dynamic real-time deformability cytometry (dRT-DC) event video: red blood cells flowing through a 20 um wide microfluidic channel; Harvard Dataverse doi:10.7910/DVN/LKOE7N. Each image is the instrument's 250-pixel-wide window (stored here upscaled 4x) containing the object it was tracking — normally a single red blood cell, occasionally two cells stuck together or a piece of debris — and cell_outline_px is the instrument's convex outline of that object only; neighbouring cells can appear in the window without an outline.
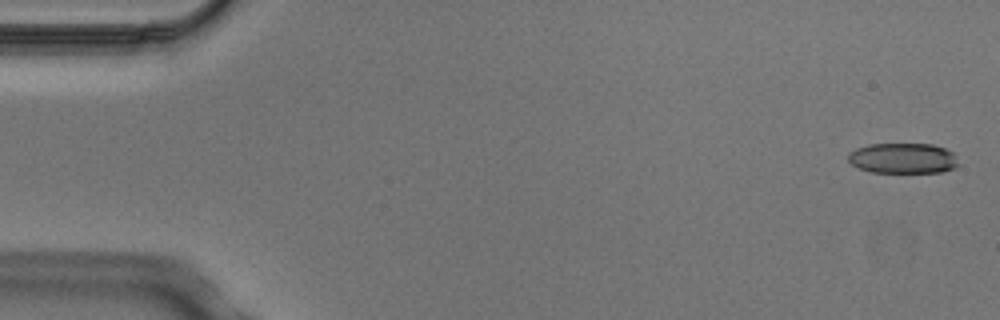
{"species": "Egyptian fruit bat (a non-hibernating species)", "species_latin": "Rousettus aegyptiacus", "temperature_condition": "cold", "stored_images_in_passage": 7, "camera_frame_rate_fps": 3000, "um_per_image_px": 0.085, "animal": {"sex": "male"}, "frame": {"image": 1, "passage_image": 1, "time_ms": 0.0, "image_size_px": [1000, 320], "cell_outline_px": [[960, 164], [956, 168], [940, 172], [872, 172], [860, 168], [852, 164], [848, 160], [848, 152], [856, 148], [868, 144], [932, 144], [944, 148], [952, 152], [956, 156]], "centroid_in_image_um": [76.77, 13.45], "position_along_channel_um": 8.2, "area_um2": 19.65}}
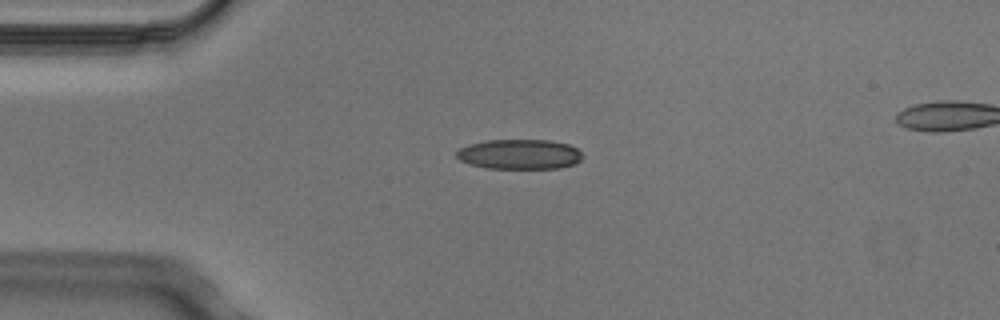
{"frame": {"image": 2, "passage_image": 4, "time_ms": 1.0, "image_size_px": [1000, 320], "cell_outline_px": [[584, 156], [576, 164], [560, 168], [488, 168], [472, 164], [460, 160], [456, 156], [456, 152], [460, 148], [468, 144], [488, 140], [552, 140], [568, 144], [576, 148]], "centroid_in_image_um": [44.19, 13.1], "position_along_channel_um": 40.8, "area_um2": 21.96}}
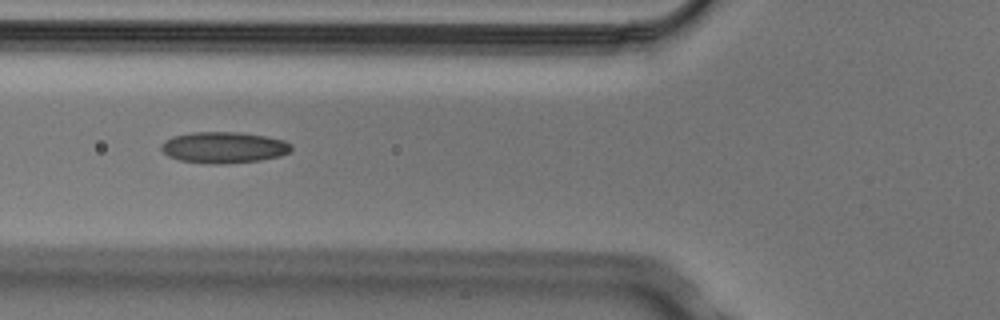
{"frame": {"image": 3, "passage_image": 6, "time_ms": 1.667, "image_size_px": [1000, 320], "cell_outline_px": [[292, 152], [280, 156], [260, 160], [220, 164], [204, 164], [180, 160], [168, 156], [160, 148], [160, 144], [164, 140], [172, 136], [192, 132], [244, 132], [284, 140], [292, 144]], "centroid_in_image_um": [19.02, 12.53], "position_along_channel_um": 106.8, "area_um2": 23.99}}